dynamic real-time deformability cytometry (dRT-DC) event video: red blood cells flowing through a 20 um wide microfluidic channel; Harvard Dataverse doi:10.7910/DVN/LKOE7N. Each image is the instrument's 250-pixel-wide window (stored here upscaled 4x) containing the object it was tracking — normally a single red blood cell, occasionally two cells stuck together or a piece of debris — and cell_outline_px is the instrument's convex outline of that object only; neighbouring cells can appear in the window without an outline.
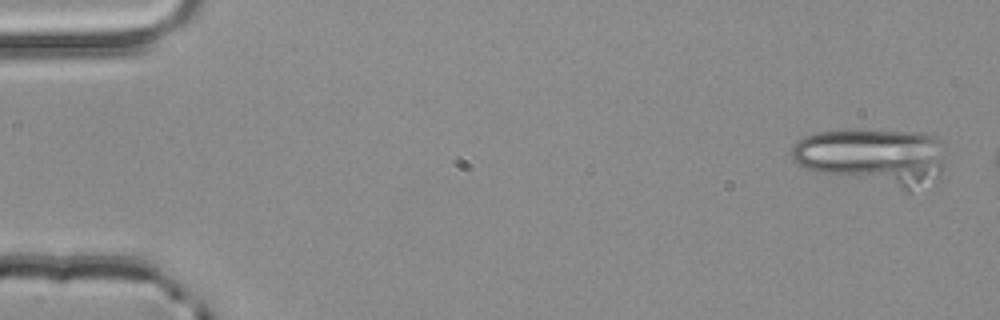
{"species": "common noctule bat (a hibernating species)", "species_latin": "Nyctalus noctula", "temperature_condition": "room temperature", "stored_images_in_passage": 8, "segment_of_instrument_passage": [1, 2], "camera_frame_rate_fps": 3000, "um_per_image_px": 0.085, "animal": {"sex": "male", "body_mass_g": 20.4}, "frame": {"image": 1, "passage_image": 1, "time_ms": 0.0, "image_size_px": [1000, 320], "cell_outline_px": [[940, 176], [936, 188], [908, 192], [904, 192], [820, 172], [804, 168], [792, 160], [792, 148], [804, 136], [816, 132], [916, 132], [936, 136], [940, 160]], "centroid_in_image_um": [74.26, 13.43], "position_along_channel_um": 10.7, "area_um2": 50.63}}